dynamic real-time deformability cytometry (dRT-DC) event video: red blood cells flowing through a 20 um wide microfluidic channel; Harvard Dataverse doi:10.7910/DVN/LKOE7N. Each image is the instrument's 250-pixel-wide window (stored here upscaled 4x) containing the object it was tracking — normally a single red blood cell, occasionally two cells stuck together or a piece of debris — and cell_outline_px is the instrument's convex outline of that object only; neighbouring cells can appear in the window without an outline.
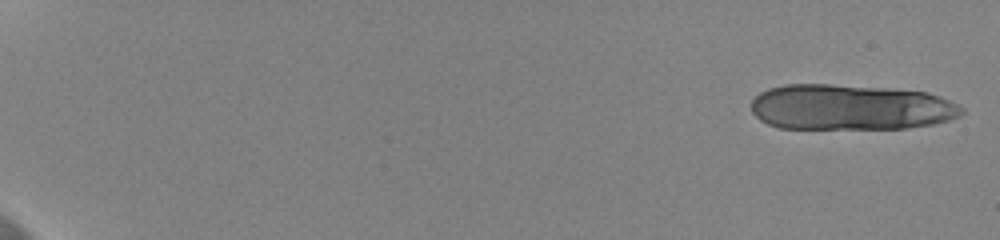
{"species": "human", "species_latin": "Homo sapiens", "temperature_condition": "cold", "stored_images_in_passage": 12, "segment_of_instrument_passage": [1, 2], "camera_frame_rate_fps": 3000, "um_per_image_px": 0.085, "donor": {"sex": "female"}, "frame": {"image": 1, "passage_image": 1, "time_ms": 0.0, "image_size_px": [1000, 240], "cell_outline_px": [[964, 112], [960, 116], [948, 120], [932, 124], [908, 128], [780, 128], [768, 124], [760, 120], [752, 112], [752, 100], [760, 92], [768, 88], [784, 84], [828, 84], [888, 88], [928, 92], [940, 96], [964, 108]], "centroid_in_image_um": [72.28, 9.11], "position_along_channel_um": 12.7, "area_um2": 56.01}}